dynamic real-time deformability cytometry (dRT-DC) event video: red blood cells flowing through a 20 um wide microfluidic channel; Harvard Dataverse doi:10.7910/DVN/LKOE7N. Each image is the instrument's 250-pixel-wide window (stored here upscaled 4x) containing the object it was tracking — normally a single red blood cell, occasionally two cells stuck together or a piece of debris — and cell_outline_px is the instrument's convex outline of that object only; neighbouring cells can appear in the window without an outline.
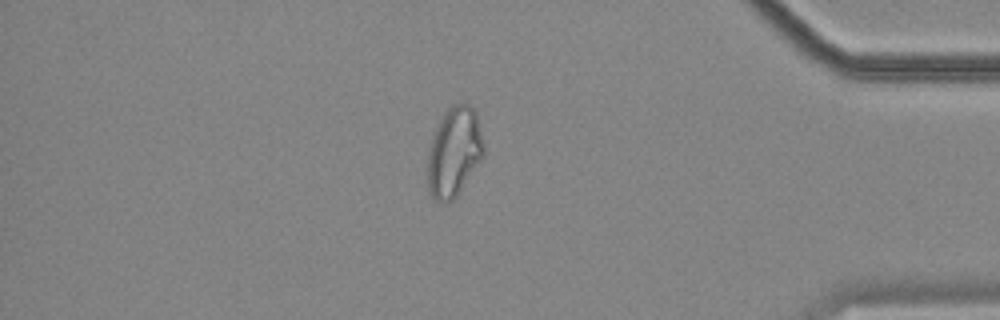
{"species": "common noctule bat (a hibernating species)", "species_latin": "Nyctalus noctula", "temperature_condition": "cold", "stored_images_in_passage": 57, "camera_frame_rate_fps": 3000, "um_per_image_px": 0.085, "animal": {"sex": "female", "body_mass_g": 18.4}, "frame": {"image": 1, "passage_image": 49, "time_ms": 16.0, "image_size_px": [1000, 320], "cell_outline_px": [[484, 156], [456, 196], [452, 200], [444, 204], [436, 200], [432, 196], [428, 188], [428, 144], [444, 112], [452, 104], [468, 104], [476, 112], [484, 144]], "centroid_in_image_um": [38.59, 12.91], "position_along_channel_um": 396.6, "area_um2": 29.25}, "authors_computed_cell_mechanics": {"area_um2": 28.6688, "velocity_mm_per_s": 3.5054, "shape_relaxation_time_tau1_ms": null, "shape_relaxation_time_tau2_ms": 2.8588, "deformation_change_tau1": null, "deformation_change_tau2": 0.1023}}